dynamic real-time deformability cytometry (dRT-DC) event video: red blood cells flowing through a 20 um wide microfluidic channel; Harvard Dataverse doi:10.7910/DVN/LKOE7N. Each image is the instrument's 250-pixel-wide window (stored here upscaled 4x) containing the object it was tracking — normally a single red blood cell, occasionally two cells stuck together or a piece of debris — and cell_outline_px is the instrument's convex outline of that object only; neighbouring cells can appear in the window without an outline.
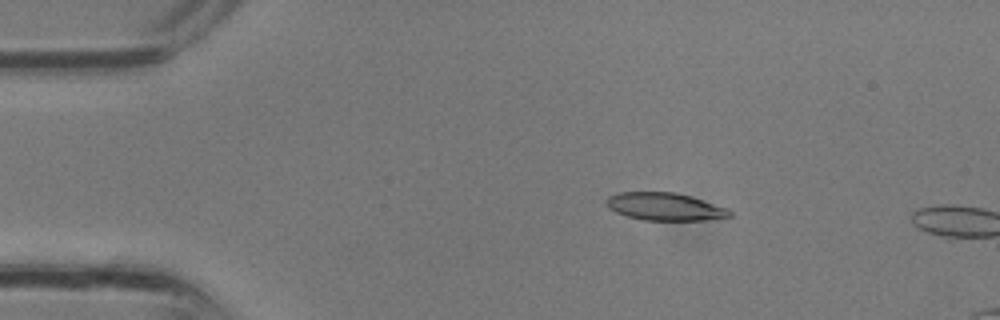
{"species": "common noctule bat (a hibernating species)", "species_latin": "Nyctalus noctula", "temperature_condition": "room temperature", "stored_images_in_passage": 3, "camera_frame_rate_fps": 3000, "um_per_image_px": 0.085, "animal": {"sex": "male", "body_mass_g": 13.3}, "frame": {"image": 1, "passage_image": 2, "time_ms": 0.333, "image_size_px": [1000, 320], "cell_outline_px": [[732, 216], [704, 220], [644, 220], [628, 216], [616, 212], [608, 208], [604, 204], [604, 200], [608, 196], [620, 192], [672, 192], [688, 196], [728, 208], [732, 212]], "centroid_in_image_um": [56.46, 17.56], "position_along_channel_um": 28.5, "area_um2": 19.77}}